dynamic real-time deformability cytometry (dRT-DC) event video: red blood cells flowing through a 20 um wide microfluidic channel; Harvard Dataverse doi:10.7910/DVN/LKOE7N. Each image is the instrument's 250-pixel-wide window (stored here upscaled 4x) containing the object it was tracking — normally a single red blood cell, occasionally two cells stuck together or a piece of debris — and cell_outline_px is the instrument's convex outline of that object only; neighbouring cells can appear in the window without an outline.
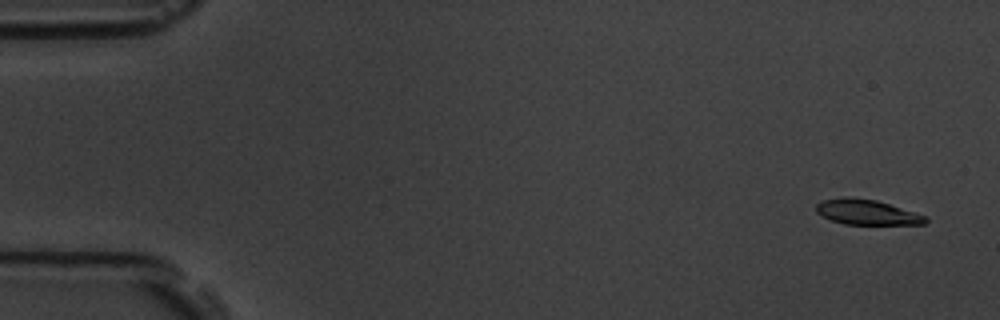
{"species": "common noctule bat (a hibernating species)", "species_latin": "Nyctalus noctula", "temperature_condition": "room temperature", "stored_images_in_passage": 6, "segment_of_instrument_passage": [1, 2], "camera_frame_rate_fps": 3000, "um_per_image_px": 0.085, "animal": {"sex": "male", "body_mass_g": 19.5, "forearm_length_mm": 54.6}, "frame": {"image": 1, "passage_image": 1, "time_ms": 0.0, "image_size_px": [1000, 320], "cell_outline_px": [[928, 220], [924, 224], [844, 224], [820, 216], [816, 212], [816, 204], [824, 200], [844, 196], [848, 196], [876, 200], [924, 216]], "centroid_in_image_um": [73.59, 18.03], "position_along_channel_um": 11.4, "area_um2": 15.78}}